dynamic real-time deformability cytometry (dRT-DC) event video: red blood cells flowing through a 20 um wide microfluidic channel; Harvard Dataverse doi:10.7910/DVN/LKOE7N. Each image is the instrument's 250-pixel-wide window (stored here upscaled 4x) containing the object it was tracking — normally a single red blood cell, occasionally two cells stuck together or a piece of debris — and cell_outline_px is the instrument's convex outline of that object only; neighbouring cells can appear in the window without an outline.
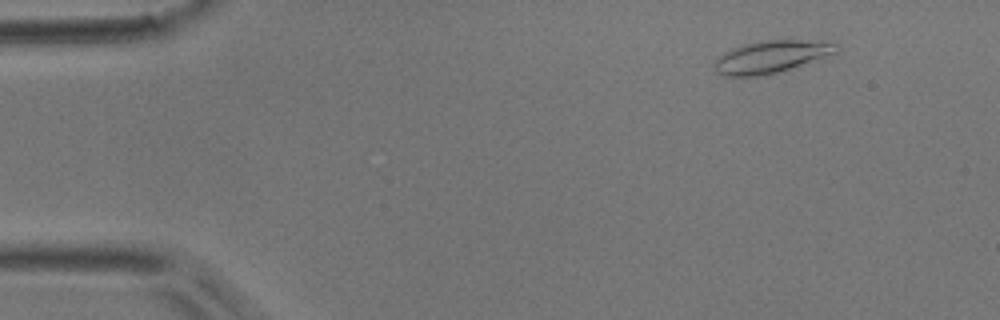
{"species": "common noctule bat (a hibernating species)", "species_latin": "Nyctalus noctula", "temperature_condition": "room temperature", "stored_images_in_passage": 51, "camera_frame_rate_fps": 3000, "um_per_image_px": 0.085, "animal": {"sex": "male", "body_mass_g": 17.9}, "frame": {"image": 1, "passage_image": 6, "time_ms": 1.667, "image_size_px": [1000, 320], "cell_outline_px": [[840, 48], [836, 52], [764, 76], [724, 76], [716, 72], [716, 60], [724, 52], [732, 48], [744, 44], [760, 40], [800, 40], [836, 44]], "centroid_in_image_um": [65.46, 4.82], "position_along_channel_um": 19.5, "area_um2": 22.2}}
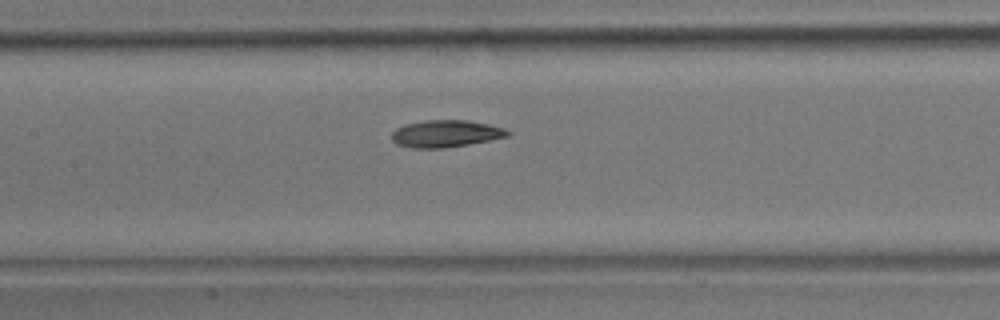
{"frame": {"image": 2, "passage_image": 24, "time_ms": 7.667, "image_size_px": [1000, 320], "cell_outline_px": [[512, 132], [508, 136], [468, 144], [444, 148], [412, 148], [396, 144], [392, 140], [392, 132], [396, 128], [404, 124], [424, 120], [468, 120], [488, 124], [504, 128]], "centroid_in_image_um": [37.86, 11.35], "position_along_channel_um": 169.5, "area_um2": 18.32}}
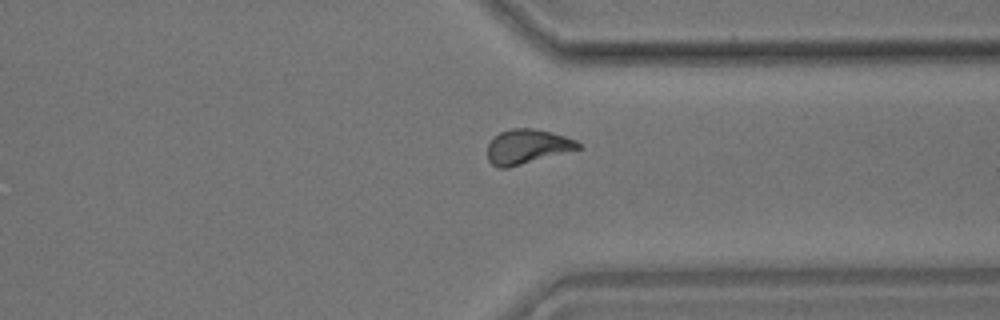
{"frame": {"image": 3, "passage_image": 39, "time_ms": 12.667, "image_size_px": [1000, 320], "cell_outline_px": [[584, 148], [508, 168], [496, 168], [488, 160], [488, 144], [492, 136], [508, 128], [532, 128], [552, 132], [576, 140]], "centroid_in_image_um": [44.8, 12.46], "position_along_channel_um": 366.6, "area_um2": 18.61}, "authors_computed_cell_mechanics": {"area_um2": 18.6116, "velocity_mm_per_s": 3.9531, "shape_relaxation_time_tau1_ms": 6.3208, "shape_relaxation_time_tau2_ms": 3.192, "deformation_change_tau1": 0.1755, "deformation_change_tau2": 0.0902}}